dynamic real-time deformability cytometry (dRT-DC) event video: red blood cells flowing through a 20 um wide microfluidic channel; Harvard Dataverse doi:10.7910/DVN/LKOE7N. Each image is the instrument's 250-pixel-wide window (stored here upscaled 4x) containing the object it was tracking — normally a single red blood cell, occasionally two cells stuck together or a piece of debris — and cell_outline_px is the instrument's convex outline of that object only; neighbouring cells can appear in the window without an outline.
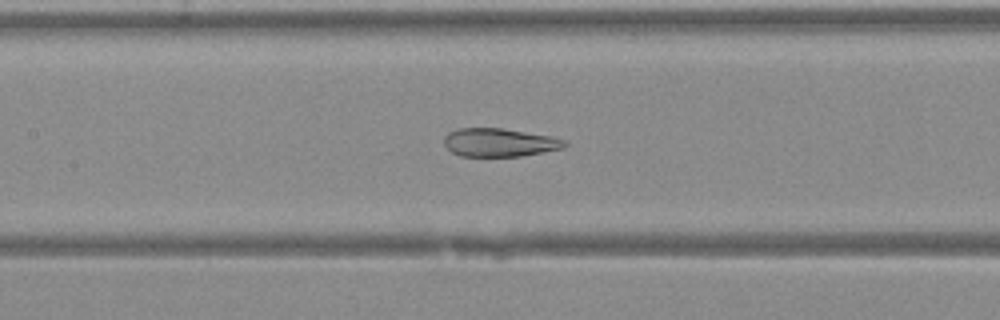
{"species": "Egyptian fruit bat (a non-hibernating species)", "species_latin": "Rousettus aegyptiacus", "temperature_condition": "warm", "stored_images_in_passage": 40, "camera_frame_rate_fps": 3000, "um_per_image_px": 0.085, "animal": {"sex": "female"}, "frame": {"image": 1, "passage_image": 18, "time_ms": 5.667, "image_size_px": [1000, 320], "cell_outline_px": [[568, 144], [564, 148], [520, 156], [460, 156], [452, 152], [444, 144], [444, 136], [448, 132], [456, 128], [500, 128], [548, 136], [564, 140]], "centroid_in_image_um": [42.4, 12.11], "position_along_channel_um": 165.0, "area_um2": 19.71}}
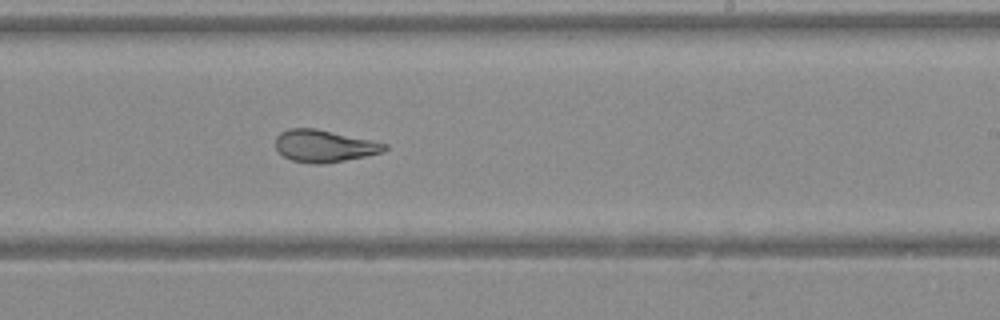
{"frame": {"image": 2, "passage_image": 24, "time_ms": 7.667, "image_size_px": [1000, 320], "cell_outline_px": [[388, 148], [384, 152], [324, 164], [312, 164], [292, 160], [284, 156], [276, 148], [276, 136], [280, 132], [288, 128], [316, 128], [388, 144]], "centroid_in_image_um": [27.54, 12.4], "position_along_channel_um": 261.5, "area_um2": 20.35}}
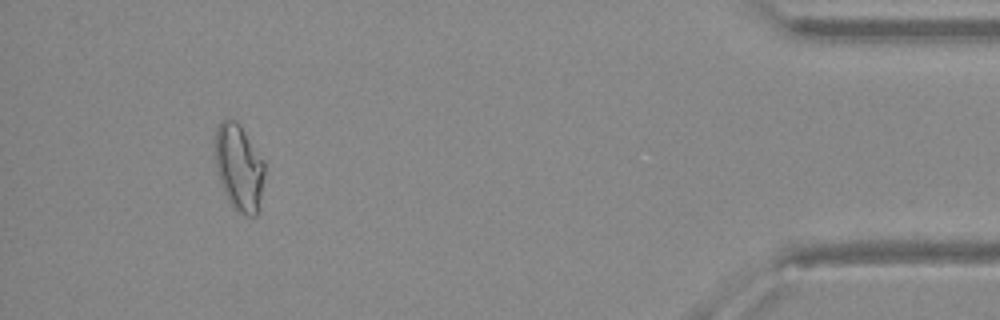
{"frame": {"image": 3, "passage_image": 37, "time_ms": 12.0, "image_size_px": [1000, 320], "cell_outline_px": [[264, 172], [260, 208], [256, 216], [244, 216], [236, 212], [232, 208], [224, 192], [216, 172], [216, 128], [220, 120], [236, 120], [264, 160]], "centroid_in_image_um": [20.32, 14.3], "position_along_channel_um": 414.9, "area_um2": 25.09}}